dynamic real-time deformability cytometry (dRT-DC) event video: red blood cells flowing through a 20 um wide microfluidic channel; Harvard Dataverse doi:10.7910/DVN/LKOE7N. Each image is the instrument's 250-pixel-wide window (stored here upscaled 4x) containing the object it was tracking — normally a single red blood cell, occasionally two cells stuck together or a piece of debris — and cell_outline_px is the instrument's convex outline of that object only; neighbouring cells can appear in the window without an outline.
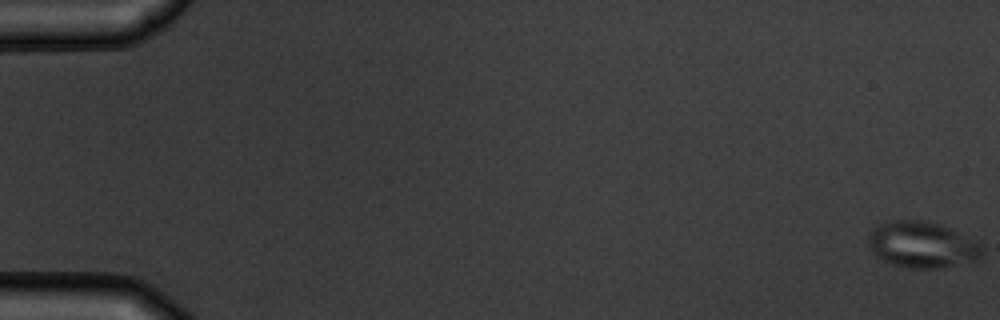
{"species": "common noctule bat (a hibernating species)", "species_latin": "Nyctalus noctula", "temperature_condition": "warm", "stored_images_in_passage": 6, "camera_frame_rate_fps": 3000, "um_per_image_px": 0.085, "animal": {"sex": "male", "body_mass_g": 19.5, "forearm_length_mm": 54.6}, "frame": {"image": 1, "passage_image": 1, "time_ms": 0.0, "image_size_px": [1000, 320], "cell_outline_px": [[984, 252], [980, 260], [940, 268], [908, 268], [892, 264], [876, 256], [872, 252], [868, 244], [868, 240], [872, 228], [880, 224], [896, 220], [916, 220], [936, 224], [960, 232], [976, 240], [984, 248]], "centroid_in_image_um": [78.42, 20.82], "position_along_channel_um": 6.6, "area_um2": 30.69}}